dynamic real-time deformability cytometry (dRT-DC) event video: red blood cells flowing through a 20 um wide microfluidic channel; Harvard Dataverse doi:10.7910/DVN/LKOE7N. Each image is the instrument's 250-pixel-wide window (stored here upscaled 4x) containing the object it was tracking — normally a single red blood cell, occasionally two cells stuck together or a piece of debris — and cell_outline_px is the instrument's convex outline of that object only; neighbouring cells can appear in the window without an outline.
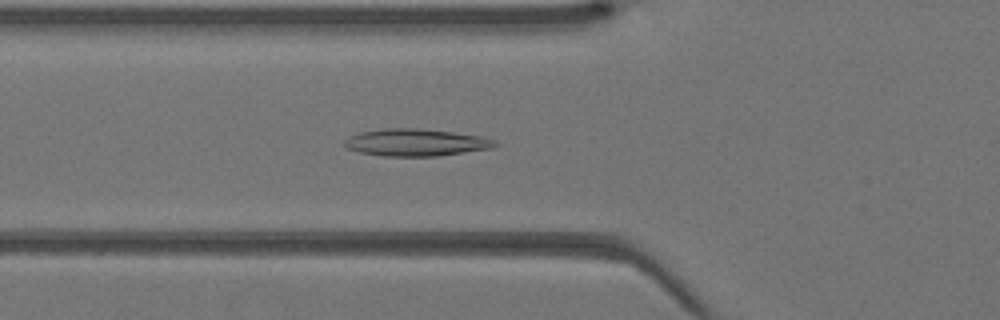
{"species": "Egyptian fruit bat (a non-hibernating species)", "species_latin": "Rousettus aegyptiacus", "temperature_condition": "warm", "stored_images_in_passage": 37, "camera_frame_rate_fps": 3000, "um_per_image_px": 0.085, "animal": {"sex": "female"}, "frame": {"image": 1, "passage_image": 10, "time_ms": 3.0, "image_size_px": [1000, 320], "cell_outline_px": [[500, 144], [492, 148], [436, 156], [384, 156], [360, 152], [348, 148], [344, 144], [344, 140], [348, 136], [360, 132], [384, 128], [416, 128], [452, 132], [480, 136], [496, 140]], "centroid_in_image_um": [35.35, 12.1], "position_along_channel_um": 90.5, "area_um2": 23.76}}
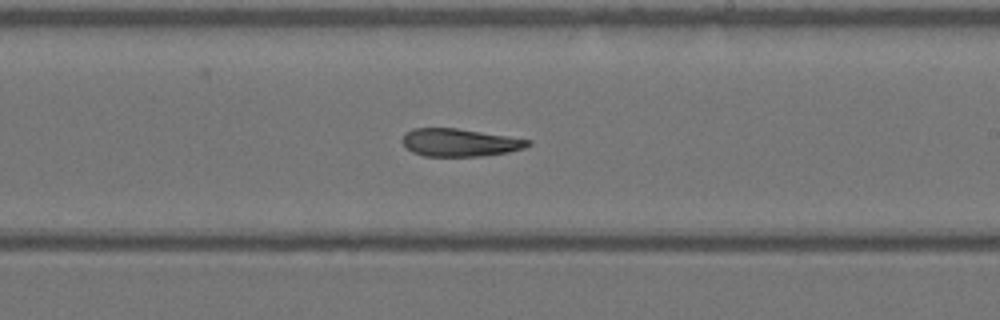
{"frame": {"image": 2, "passage_image": 20, "time_ms": 6.333, "image_size_px": [1000, 320], "cell_outline_px": [[532, 144], [524, 148], [508, 152], [484, 156], [424, 156], [412, 152], [400, 140], [412, 128], [456, 128], [508, 136], [532, 140]], "centroid_in_image_um": [39.1, 12.12], "position_along_channel_um": 249.9, "area_um2": 20.29}}
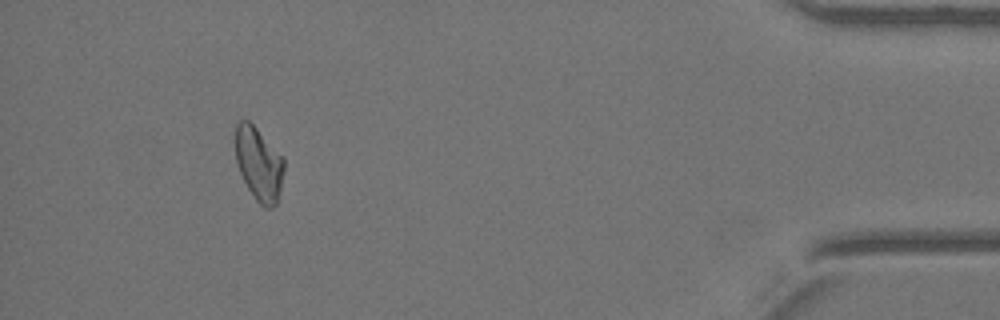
{"frame": {"image": 3, "passage_image": 34, "time_ms": 11.0, "image_size_px": [1000, 320], "cell_outline_px": [[284, 168], [280, 188], [276, 204], [272, 208], [264, 208], [256, 200], [248, 188], [236, 164], [232, 140], [236, 124], [240, 120], [248, 120], [284, 156]], "centroid_in_image_um": [21.95, 13.88], "position_along_channel_um": 413.2, "area_um2": 21.27}}